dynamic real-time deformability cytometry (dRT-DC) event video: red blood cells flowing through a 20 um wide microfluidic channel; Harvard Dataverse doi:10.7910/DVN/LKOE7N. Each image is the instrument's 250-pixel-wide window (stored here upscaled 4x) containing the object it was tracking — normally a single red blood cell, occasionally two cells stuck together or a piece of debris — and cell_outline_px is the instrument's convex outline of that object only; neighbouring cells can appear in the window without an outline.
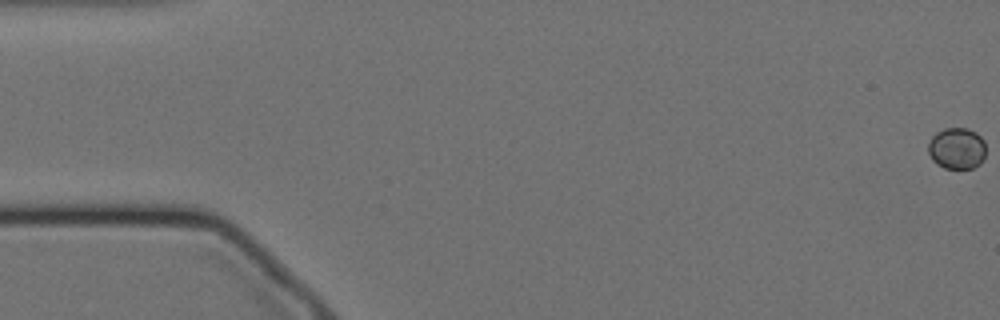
{"species": "Egyptian fruit bat (a non-hibernating species)", "species_latin": "Rousettus aegyptiacus", "temperature_condition": "cold", "stored_images_in_passage": 60, "segment_of_instrument_passage": [1, 2], "camera_frame_rate_fps": 3000, "um_per_image_px": 0.085, "animal": {"sex": "female"}, "frame": {"image": 1, "passage_image": 1, "time_ms": 0.0, "image_size_px": [1000, 320], "cell_outline_px": [[984, 156], [980, 164], [972, 168], [944, 168], [936, 164], [932, 160], [928, 152], [928, 144], [932, 136], [936, 132], [944, 128], [968, 128], [976, 132], [984, 140]], "centroid_in_image_um": [81.31, 12.6], "position_along_channel_um": 3.7, "area_um2": 13.99}}
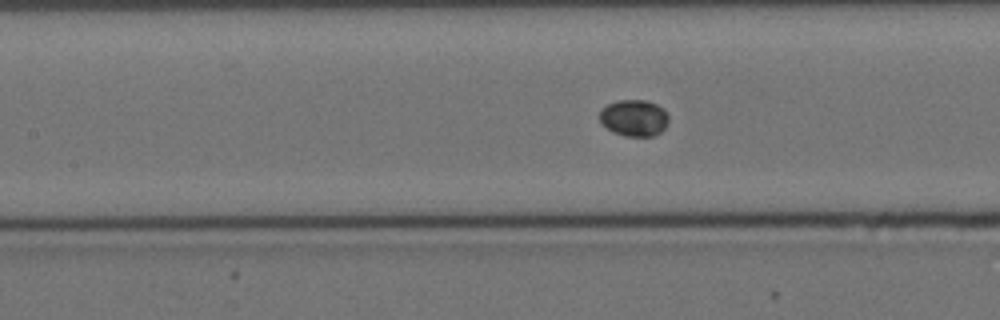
{"frame": {"image": 2, "passage_image": 26, "time_ms": 8.333, "image_size_px": [1000, 320], "cell_outline_px": [[668, 120], [664, 128], [660, 132], [652, 136], [624, 136], [612, 132], [600, 124], [600, 112], [608, 104], [616, 100], [644, 100], [656, 104], [668, 116]], "centroid_in_image_um": [53.85, 10.04], "position_along_channel_um": 153.6, "area_um2": 14.57}}
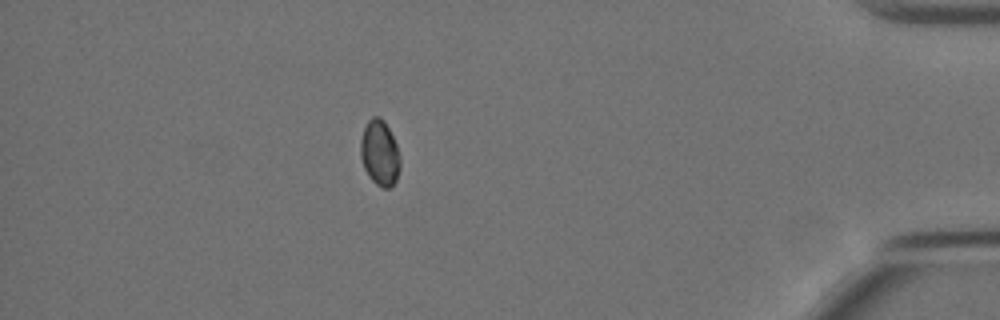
{"frame": {"image": 3, "passage_image": 52, "time_ms": 17.0, "image_size_px": [1000, 320], "cell_outline_px": [[400, 168], [396, 180], [388, 188], [384, 188], [376, 184], [372, 180], [364, 168], [360, 156], [360, 140], [364, 128], [368, 120], [372, 116], [380, 116], [384, 120], [396, 144], [400, 156]], "centroid_in_image_um": [32.27, 12.98], "position_along_channel_um": 402.9, "area_um2": 15.09}}